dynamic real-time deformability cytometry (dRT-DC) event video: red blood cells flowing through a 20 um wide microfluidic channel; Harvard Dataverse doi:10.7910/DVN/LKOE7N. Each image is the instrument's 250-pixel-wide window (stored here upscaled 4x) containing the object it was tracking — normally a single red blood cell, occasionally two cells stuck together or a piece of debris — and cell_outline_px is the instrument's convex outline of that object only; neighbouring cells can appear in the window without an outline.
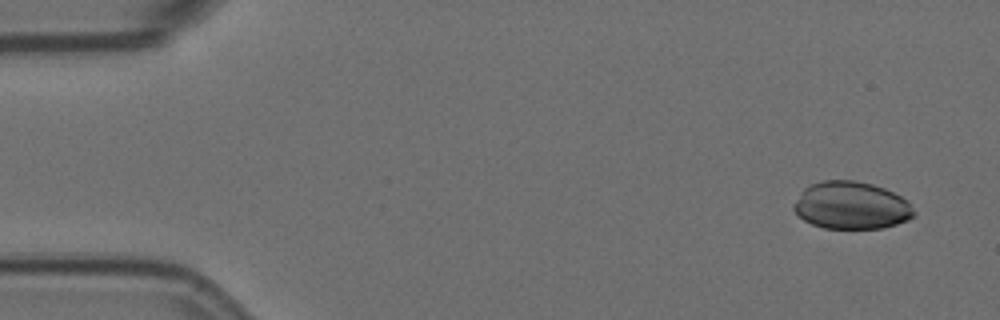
{"species": "Egyptian fruit bat (a non-hibernating species)", "species_latin": "Rousettus aegyptiacus", "temperature_condition": "room temperature", "stored_images_in_passage": 6, "camera_frame_rate_fps": 3000, "um_per_image_px": 0.085, "animal": {"sex": "female"}, "frame": {"image": 1, "passage_image": 1, "time_ms": 0.0, "image_size_px": [1000, 320], "cell_outline_px": [[916, 216], [908, 220], [896, 224], [880, 228], [824, 228], [812, 224], [804, 220], [792, 208], [792, 204], [800, 192], [804, 188], [820, 180], [852, 180], [872, 184], [884, 188], [900, 196], [916, 212]], "centroid_in_image_um": [72.33, 17.46], "position_along_channel_um": 12.7, "area_um2": 33.18}}
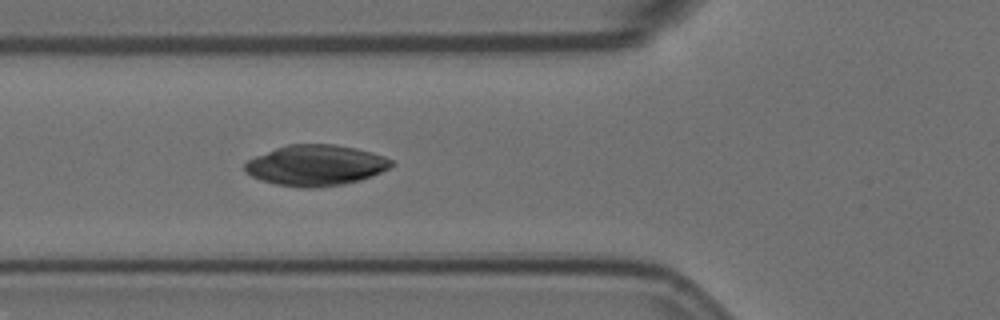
{"frame": {"image": 2, "passage_image": 6, "time_ms": 1.667, "image_size_px": [1000, 320], "cell_outline_px": [[392, 164], [388, 168], [372, 176], [360, 180], [344, 184], [316, 188], [300, 188], [276, 184], [260, 180], [244, 172], [244, 164], [248, 160], [256, 156], [276, 148], [288, 144], [336, 144], [356, 148], [372, 152], [384, 156], [392, 160]], "centroid_in_image_um": [26.82, 14.06], "position_along_channel_um": 99.0, "area_um2": 34.85}}